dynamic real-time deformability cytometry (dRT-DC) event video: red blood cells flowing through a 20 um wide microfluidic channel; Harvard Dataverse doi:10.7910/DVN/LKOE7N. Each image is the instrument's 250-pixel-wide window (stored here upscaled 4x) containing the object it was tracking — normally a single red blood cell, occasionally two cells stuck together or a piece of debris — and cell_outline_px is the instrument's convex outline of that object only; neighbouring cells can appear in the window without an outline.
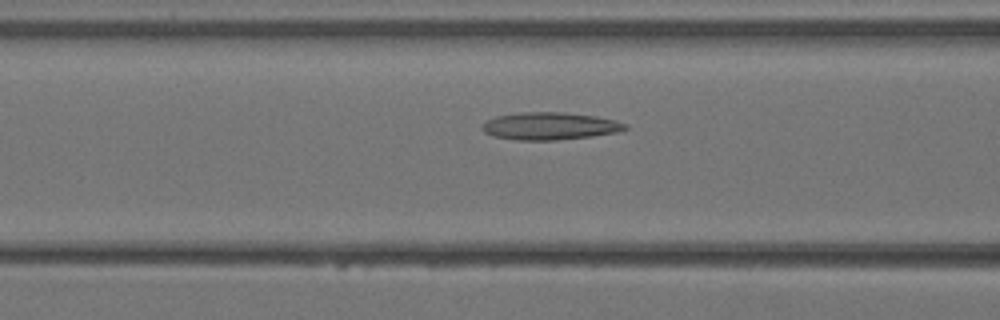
{"species": "Egyptian fruit bat (a non-hibernating species)", "species_latin": "Rousettus aegyptiacus", "temperature_condition": "warm", "stored_images_in_passage": 25, "camera_frame_rate_fps": 3000, "um_per_image_px": 0.085, "animal": {"sex": "female"}, "frame": {"image": 1, "passage_image": 9, "time_ms": 2.667, "image_size_px": [1000, 320], "cell_outline_px": [[628, 128], [616, 132], [592, 136], [556, 140], [516, 140], [496, 136], [484, 132], [480, 128], [488, 120], [496, 116], [520, 112], [564, 112], [596, 116], [616, 120], [628, 124]], "centroid_in_image_um": [46.76, 10.71], "position_along_channel_um": 119.8, "area_um2": 22.83}}
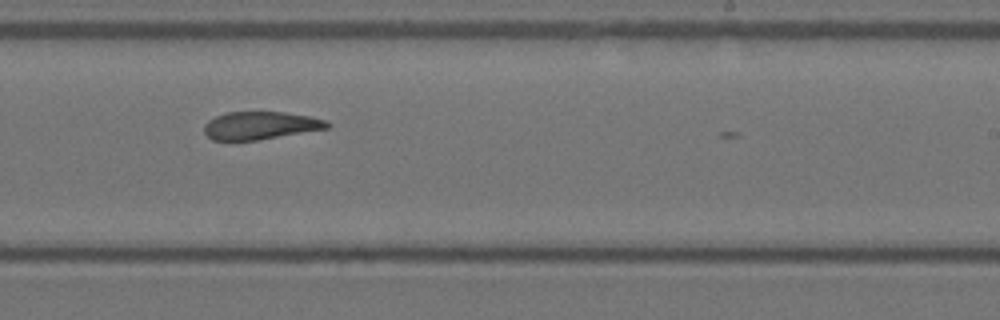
{"frame": {"image": 2, "passage_image": 17, "time_ms": 5.333, "image_size_px": [1000, 320], "cell_outline_px": [[332, 124], [328, 128], [260, 140], [212, 140], [204, 132], [204, 124], [208, 120], [216, 116], [228, 112], [284, 112], [312, 116], [324, 120]], "centroid_in_image_um": [22.14, 10.67], "position_along_channel_um": 266.9, "area_um2": 20.0}}
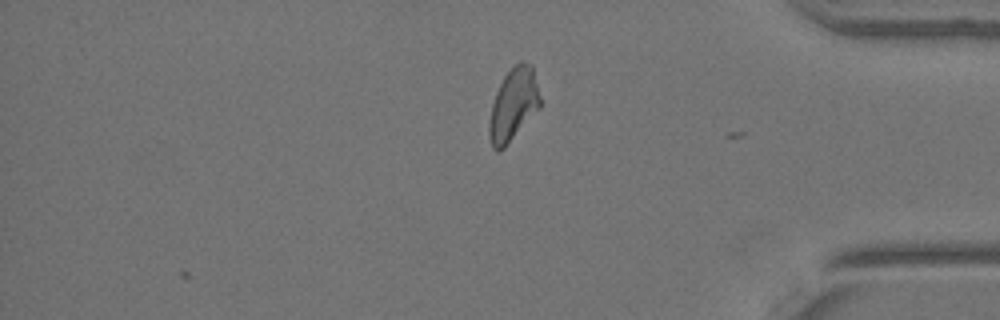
{"frame": {"image": 3, "passage_image": 25, "time_ms": 8.0, "image_size_px": [1000, 320], "cell_outline_px": [[540, 108], [504, 148], [500, 152], [496, 152], [492, 148], [488, 136], [488, 124], [492, 104], [496, 92], [504, 76], [520, 60], [524, 60], [532, 64], [540, 96]], "centroid_in_image_um": [43.62, 8.91], "position_along_channel_um": 391.6, "area_um2": 21.68}}